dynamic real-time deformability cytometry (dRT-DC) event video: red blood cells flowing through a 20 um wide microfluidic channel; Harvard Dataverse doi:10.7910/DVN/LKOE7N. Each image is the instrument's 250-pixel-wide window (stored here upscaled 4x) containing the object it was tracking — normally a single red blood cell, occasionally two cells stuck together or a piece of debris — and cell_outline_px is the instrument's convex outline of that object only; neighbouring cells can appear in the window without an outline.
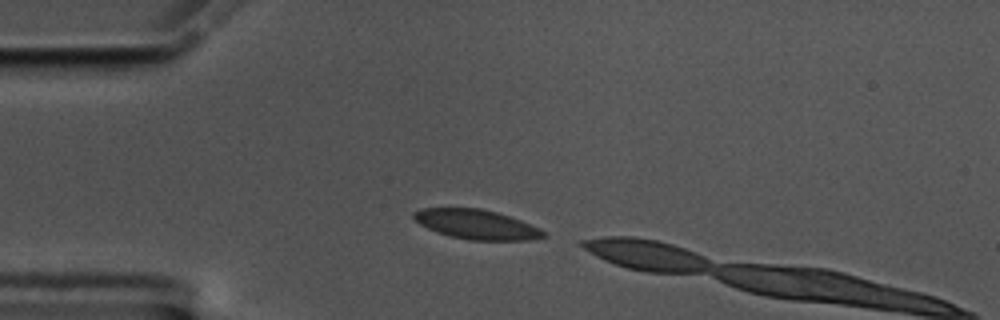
{"species": "common noctule bat (a hibernating species)", "species_latin": "Nyctalus noctula", "temperature_condition": "cold", "stored_images_in_passage": 4, "camera_frame_rate_fps": 3000, "um_per_image_px": 0.085, "animal": {"sex": "male", "body_mass_g": 17.5, "forearm_length_mm": 52.3}, "frame": {"image": 1, "passage_image": 1, "time_ms": 0.0, "image_size_px": [1000, 320], "cell_outline_px": [[548, 236], [528, 240], [468, 240], [436, 232], [420, 224], [412, 216], [412, 212], [420, 208], [480, 208], [496, 212], [520, 220], [540, 228], [548, 232]], "centroid_in_image_um": [40.52, 19.07], "position_along_channel_um": 44.5, "area_um2": 22.37}}